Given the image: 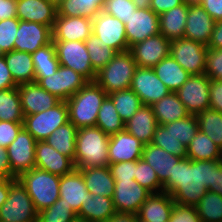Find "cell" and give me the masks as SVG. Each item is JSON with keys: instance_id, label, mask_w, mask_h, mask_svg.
<instances>
[{"instance_id": "obj_6", "label": "cell", "mask_w": 222, "mask_h": 222, "mask_svg": "<svg viewBox=\"0 0 222 222\" xmlns=\"http://www.w3.org/2000/svg\"><path fill=\"white\" fill-rule=\"evenodd\" d=\"M38 211L17 179H9L7 200L0 207V222H37Z\"/></svg>"}, {"instance_id": "obj_69", "label": "cell", "mask_w": 222, "mask_h": 222, "mask_svg": "<svg viewBox=\"0 0 222 222\" xmlns=\"http://www.w3.org/2000/svg\"><path fill=\"white\" fill-rule=\"evenodd\" d=\"M188 2H198L199 0H187Z\"/></svg>"}, {"instance_id": "obj_65", "label": "cell", "mask_w": 222, "mask_h": 222, "mask_svg": "<svg viewBox=\"0 0 222 222\" xmlns=\"http://www.w3.org/2000/svg\"><path fill=\"white\" fill-rule=\"evenodd\" d=\"M137 9H150L152 0H131Z\"/></svg>"}, {"instance_id": "obj_67", "label": "cell", "mask_w": 222, "mask_h": 222, "mask_svg": "<svg viewBox=\"0 0 222 222\" xmlns=\"http://www.w3.org/2000/svg\"><path fill=\"white\" fill-rule=\"evenodd\" d=\"M216 80L222 82V75H220Z\"/></svg>"}, {"instance_id": "obj_23", "label": "cell", "mask_w": 222, "mask_h": 222, "mask_svg": "<svg viewBox=\"0 0 222 222\" xmlns=\"http://www.w3.org/2000/svg\"><path fill=\"white\" fill-rule=\"evenodd\" d=\"M35 167L51 174L63 176L75 169L74 161L60 154L45 140L37 141L35 147Z\"/></svg>"}, {"instance_id": "obj_26", "label": "cell", "mask_w": 222, "mask_h": 222, "mask_svg": "<svg viewBox=\"0 0 222 222\" xmlns=\"http://www.w3.org/2000/svg\"><path fill=\"white\" fill-rule=\"evenodd\" d=\"M174 200L167 192L151 193L137 212L140 222H168Z\"/></svg>"}, {"instance_id": "obj_64", "label": "cell", "mask_w": 222, "mask_h": 222, "mask_svg": "<svg viewBox=\"0 0 222 222\" xmlns=\"http://www.w3.org/2000/svg\"><path fill=\"white\" fill-rule=\"evenodd\" d=\"M9 193V179L0 180V207L7 200Z\"/></svg>"}, {"instance_id": "obj_55", "label": "cell", "mask_w": 222, "mask_h": 222, "mask_svg": "<svg viewBox=\"0 0 222 222\" xmlns=\"http://www.w3.org/2000/svg\"><path fill=\"white\" fill-rule=\"evenodd\" d=\"M209 108L222 112V82L210 79Z\"/></svg>"}, {"instance_id": "obj_46", "label": "cell", "mask_w": 222, "mask_h": 222, "mask_svg": "<svg viewBox=\"0 0 222 222\" xmlns=\"http://www.w3.org/2000/svg\"><path fill=\"white\" fill-rule=\"evenodd\" d=\"M77 213L68 207L62 198H59L52 206L38 212L37 222H75Z\"/></svg>"}, {"instance_id": "obj_32", "label": "cell", "mask_w": 222, "mask_h": 222, "mask_svg": "<svg viewBox=\"0 0 222 222\" xmlns=\"http://www.w3.org/2000/svg\"><path fill=\"white\" fill-rule=\"evenodd\" d=\"M7 67L17 85L33 83L35 70L31 54L18 50L4 53Z\"/></svg>"}, {"instance_id": "obj_45", "label": "cell", "mask_w": 222, "mask_h": 222, "mask_svg": "<svg viewBox=\"0 0 222 222\" xmlns=\"http://www.w3.org/2000/svg\"><path fill=\"white\" fill-rule=\"evenodd\" d=\"M85 45L90 55L91 65L96 72L117 54L115 50L102 43V40L93 33L85 41Z\"/></svg>"}, {"instance_id": "obj_5", "label": "cell", "mask_w": 222, "mask_h": 222, "mask_svg": "<svg viewBox=\"0 0 222 222\" xmlns=\"http://www.w3.org/2000/svg\"><path fill=\"white\" fill-rule=\"evenodd\" d=\"M136 68L137 64L129 50L119 52L97 72L95 82L107 94L130 89Z\"/></svg>"}, {"instance_id": "obj_19", "label": "cell", "mask_w": 222, "mask_h": 222, "mask_svg": "<svg viewBox=\"0 0 222 222\" xmlns=\"http://www.w3.org/2000/svg\"><path fill=\"white\" fill-rule=\"evenodd\" d=\"M215 20L197 2H189L184 38L208 46Z\"/></svg>"}, {"instance_id": "obj_2", "label": "cell", "mask_w": 222, "mask_h": 222, "mask_svg": "<svg viewBox=\"0 0 222 222\" xmlns=\"http://www.w3.org/2000/svg\"><path fill=\"white\" fill-rule=\"evenodd\" d=\"M110 136L97 126L77 129L74 164L76 169L109 166Z\"/></svg>"}, {"instance_id": "obj_53", "label": "cell", "mask_w": 222, "mask_h": 222, "mask_svg": "<svg viewBox=\"0 0 222 222\" xmlns=\"http://www.w3.org/2000/svg\"><path fill=\"white\" fill-rule=\"evenodd\" d=\"M23 128V122L0 121V147L7 148Z\"/></svg>"}, {"instance_id": "obj_49", "label": "cell", "mask_w": 222, "mask_h": 222, "mask_svg": "<svg viewBox=\"0 0 222 222\" xmlns=\"http://www.w3.org/2000/svg\"><path fill=\"white\" fill-rule=\"evenodd\" d=\"M136 6L131 0H105L102 11L118 18L124 24L126 20L135 13Z\"/></svg>"}, {"instance_id": "obj_59", "label": "cell", "mask_w": 222, "mask_h": 222, "mask_svg": "<svg viewBox=\"0 0 222 222\" xmlns=\"http://www.w3.org/2000/svg\"><path fill=\"white\" fill-rule=\"evenodd\" d=\"M17 17V0H0V21Z\"/></svg>"}, {"instance_id": "obj_17", "label": "cell", "mask_w": 222, "mask_h": 222, "mask_svg": "<svg viewBox=\"0 0 222 222\" xmlns=\"http://www.w3.org/2000/svg\"><path fill=\"white\" fill-rule=\"evenodd\" d=\"M125 32L129 48L146 38L155 36L159 31V16L151 9H136L126 20Z\"/></svg>"}, {"instance_id": "obj_56", "label": "cell", "mask_w": 222, "mask_h": 222, "mask_svg": "<svg viewBox=\"0 0 222 222\" xmlns=\"http://www.w3.org/2000/svg\"><path fill=\"white\" fill-rule=\"evenodd\" d=\"M18 85L14 82L11 72L7 67L4 56L0 57V90L16 88Z\"/></svg>"}, {"instance_id": "obj_3", "label": "cell", "mask_w": 222, "mask_h": 222, "mask_svg": "<svg viewBox=\"0 0 222 222\" xmlns=\"http://www.w3.org/2000/svg\"><path fill=\"white\" fill-rule=\"evenodd\" d=\"M108 96L95 81L87 82L67 101L69 121L78 129L96 126L102 102Z\"/></svg>"}, {"instance_id": "obj_14", "label": "cell", "mask_w": 222, "mask_h": 222, "mask_svg": "<svg viewBox=\"0 0 222 222\" xmlns=\"http://www.w3.org/2000/svg\"><path fill=\"white\" fill-rule=\"evenodd\" d=\"M130 89L138 95L143 105L149 106L171 92L158 78L153 68L143 67L136 68Z\"/></svg>"}, {"instance_id": "obj_39", "label": "cell", "mask_w": 222, "mask_h": 222, "mask_svg": "<svg viewBox=\"0 0 222 222\" xmlns=\"http://www.w3.org/2000/svg\"><path fill=\"white\" fill-rule=\"evenodd\" d=\"M0 121H24L18 87L0 90Z\"/></svg>"}, {"instance_id": "obj_50", "label": "cell", "mask_w": 222, "mask_h": 222, "mask_svg": "<svg viewBox=\"0 0 222 222\" xmlns=\"http://www.w3.org/2000/svg\"><path fill=\"white\" fill-rule=\"evenodd\" d=\"M18 26L19 19L17 17L0 21V49L3 53L14 50Z\"/></svg>"}, {"instance_id": "obj_24", "label": "cell", "mask_w": 222, "mask_h": 222, "mask_svg": "<svg viewBox=\"0 0 222 222\" xmlns=\"http://www.w3.org/2000/svg\"><path fill=\"white\" fill-rule=\"evenodd\" d=\"M59 190V198H62L63 202L76 213L92 195L86 188L81 171L76 168L72 172L60 176Z\"/></svg>"}, {"instance_id": "obj_70", "label": "cell", "mask_w": 222, "mask_h": 222, "mask_svg": "<svg viewBox=\"0 0 222 222\" xmlns=\"http://www.w3.org/2000/svg\"><path fill=\"white\" fill-rule=\"evenodd\" d=\"M4 53L2 52V50L0 49V57L3 56Z\"/></svg>"}, {"instance_id": "obj_36", "label": "cell", "mask_w": 222, "mask_h": 222, "mask_svg": "<svg viewBox=\"0 0 222 222\" xmlns=\"http://www.w3.org/2000/svg\"><path fill=\"white\" fill-rule=\"evenodd\" d=\"M186 149L187 158L191 160H222L221 148L200 130Z\"/></svg>"}, {"instance_id": "obj_28", "label": "cell", "mask_w": 222, "mask_h": 222, "mask_svg": "<svg viewBox=\"0 0 222 222\" xmlns=\"http://www.w3.org/2000/svg\"><path fill=\"white\" fill-rule=\"evenodd\" d=\"M158 126L152 107L141 105L137 112L125 122V130L144 144L152 143Z\"/></svg>"}, {"instance_id": "obj_33", "label": "cell", "mask_w": 222, "mask_h": 222, "mask_svg": "<svg viewBox=\"0 0 222 222\" xmlns=\"http://www.w3.org/2000/svg\"><path fill=\"white\" fill-rule=\"evenodd\" d=\"M153 69L171 92H176L191 75L171 55L162 59Z\"/></svg>"}, {"instance_id": "obj_15", "label": "cell", "mask_w": 222, "mask_h": 222, "mask_svg": "<svg viewBox=\"0 0 222 222\" xmlns=\"http://www.w3.org/2000/svg\"><path fill=\"white\" fill-rule=\"evenodd\" d=\"M150 194L135 180H115L112 196L114 209L120 213L137 214Z\"/></svg>"}, {"instance_id": "obj_7", "label": "cell", "mask_w": 222, "mask_h": 222, "mask_svg": "<svg viewBox=\"0 0 222 222\" xmlns=\"http://www.w3.org/2000/svg\"><path fill=\"white\" fill-rule=\"evenodd\" d=\"M68 121V105L60 101L46 111L24 116L23 127L36 141H43Z\"/></svg>"}, {"instance_id": "obj_47", "label": "cell", "mask_w": 222, "mask_h": 222, "mask_svg": "<svg viewBox=\"0 0 222 222\" xmlns=\"http://www.w3.org/2000/svg\"><path fill=\"white\" fill-rule=\"evenodd\" d=\"M134 180L150 193H160L164 191L163 185L160 183L155 170L143 159L135 161Z\"/></svg>"}, {"instance_id": "obj_13", "label": "cell", "mask_w": 222, "mask_h": 222, "mask_svg": "<svg viewBox=\"0 0 222 222\" xmlns=\"http://www.w3.org/2000/svg\"><path fill=\"white\" fill-rule=\"evenodd\" d=\"M92 33L117 53L128 51L125 24L118 18L100 11L92 18Z\"/></svg>"}, {"instance_id": "obj_16", "label": "cell", "mask_w": 222, "mask_h": 222, "mask_svg": "<svg viewBox=\"0 0 222 222\" xmlns=\"http://www.w3.org/2000/svg\"><path fill=\"white\" fill-rule=\"evenodd\" d=\"M170 43V40L159 33L132 45L129 51L132 53L137 67L153 68L170 55Z\"/></svg>"}, {"instance_id": "obj_1", "label": "cell", "mask_w": 222, "mask_h": 222, "mask_svg": "<svg viewBox=\"0 0 222 222\" xmlns=\"http://www.w3.org/2000/svg\"><path fill=\"white\" fill-rule=\"evenodd\" d=\"M221 160H191L182 158L174 166L173 177L163 184L164 192L176 204L196 206L213 184L214 167Z\"/></svg>"}, {"instance_id": "obj_27", "label": "cell", "mask_w": 222, "mask_h": 222, "mask_svg": "<svg viewBox=\"0 0 222 222\" xmlns=\"http://www.w3.org/2000/svg\"><path fill=\"white\" fill-rule=\"evenodd\" d=\"M156 172V175L163 185L169 177H173V170L182 157L169 154L164 149L153 143L144 144L142 158Z\"/></svg>"}, {"instance_id": "obj_60", "label": "cell", "mask_w": 222, "mask_h": 222, "mask_svg": "<svg viewBox=\"0 0 222 222\" xmlns=\"http://www.w3.org/2000/svg\"><path fill=\"white\" fill-rule=\"evenodd\" d=\"M12 179L7 148L0 147V180Z\"/></svg>"}, {"instance_id": "obj_37", "label": "cell", "mask_w": 222, "mask_h": 222, "mask_svg": "<svg viewBox=\"0 0 222 222\" xmlns=\"http://www.w3.org/2000/svg\"><path fill=\"white\" fill-rule=\"evenodd\" d=\"M105 0H63L57 6V15L93 18L102 11Z\"/></svg>"}, {"instance_id": "obj_4", "label": "cell", "mask_w": 222, "mask_h": 222, "mask_svg": "<svg viewBox=\"0 0 222 222\" xmlns=\"http://www.w3.org/2000/svg\"><path fill=\"white\" fill-rule=\"evenodd\" d=\"M17 180L26 189L38 212L52 206L59 199L58 175L35 167L22 173Z\"/></svg>"}, {"instance_id": "obj_8", "label": "cell", "mask_w": 222, "mask_h": 222, "mask_svg": "<svg viewBox=\"0 0 222 222\" xmlns=\"http://www.w3.org/2000/svg\"><path fill=\"white\" fill-rule=\"evenodd\" d=\"M53 43L60 65L73 69L88 82L95 81L97 72L91 65L84 41H53Z\"/></svg>"}, {"instance_id": "obj_68", "label": "cell", "mask_w": 222, "mask_h": 222, "mask_svg": "<svg viewBox=\"0 0 222 222\" xmlns=\"http://www.w3.org/2000/svg\"><path fill=\"white\" fill-rule=\"evenodd\" d=\"M75 222H89V221H83V220L77 219Z\"/></svg>"}, {"instance_id": "obj_9", "label": "cell", "mask_w": 222, "mask_h": 222, "mask_svg": "<svg viewBox=\"0 0 222 222\" xmlns=\"http://www.w3.org/2000/svg\"><path fill=\"white\" fill-rule=\"evenodd\" d=\"M34 82L61 101H67L88 81L73 69L60 65L53 75L35 77Z\"/></svg>"}, {"instance_id": "obj_29", "label": "cell", "mask_w": 222, "mask_h": 222, "mask_svg": "<svg viewBox=\"0 0 222 222\" xmlns=\"http://www.w3.org/2000/svg\"><path fill=\"white\" fill-rule=\"evenodd\" d=\"M79 170L82 173L86 188L92 195L113 196L115 180L109 166L85 167Z\"/></svg>"}, {"instance_id": "obj_61", "label": "cell", "mask_w": 222, "mask_h": 222, "mask_svg": "<svg viewBox=\"0 0 222 222\" xmlns=\"http://www.w3.org/2000/svg\"><path fill=\"white\" fill-rule=\"evenodd\" d=\"M208 48L222 49V20L216 21L208 43Z\"/></svg>"}, {"instance_id": "obj_54", "label": "cell", "mask_w": 222, "mask_h": 222, "mask_svg": "<svg viewBox=\"0 0 222 222\" xmlns=\"http://www.w3.org/2000/svg\"><path fill=\"white\" fill-rule=\"evenodd\" d=\"M114 180H134L135 161H122L109 164Z\"/></svg>"}, {"instance_id": "obj_10", "label": "cell", "mask_w": 222, "mask_h": 222, "mask_svg": "<svg viewBox=\"0 0 222 222\" xmlns=\"http://www.w3.org/2000/svg\"><path fill=\"white\" fill-rule=\"evenodd\" d=\"M208 47L191 39L171 41L170 55L191 75L205 74Z\"/></svg>"}, {"instance_id": "obj_35", "label": "cell", "mask_w": 222, "mask_h": 222, "mask_svg": "<svg viewBox=\"0 0 222 222\" xmlns=\"http://www.w3.org/2000/svg\"><path fill=\"white\" fill-rule=\"evenodd\" d=\"M77 128L68 121L58 127L45 141L57 150L74 161Z\"/></svg>"}, {"instance_id": "obj_51", "label": "cell", "mask_w": 222, "mask_h": 222, "mask_svg": "<svg viewBox=\"0 0 222 222\" xmlns=\"http://www.w3.org/2000/svg\"><path fill=\"white\" fill-rule=\"evenodd\" d=\"M205 75L212 80L222 75V49L208 48Z\"/></svg>"}, {"instance_id": "obj_22", "label": "cell", "mask_w": 222, "mask_h": 222, "mask_svg": "<svg viewBox=\"0 0 222 222\" xmlns=\"http://www.w3.org/2000/svg\"><path fill=\"white\" fill-rule=\"evenodd\" d=\"M18 92L24 116L46 111L61 101L36 82L18 85Z\"/></svg>"}, {"instance_id": "obj_12", "label": "cell", "mask_w": 222, "mask_h": 222, "mask_svg": "<svg viewBox=\"0 0 222 222\" xmlns=\"http://www.w3.org/2000/svg\"><path fill=\"white\" fill-rule=\"evenodd\" d=\"M36 140L23 127L15 140L7 147L12 179L35 168Z\"/></svg>"}, {"instance_id": "obj_41", "label": "cell", "mask_w": 222, "mask_h": 222, "mask_svg": "<svg viewBox=\"0 0 222 222\" xmlns=\"http://www.w3.org/2000/svg\"><path fill=\"white\" fill-rule=\"evenodd\" d=\"M152 143L172 155L187 157V149L172 132V122L158 125Z\"/></svg>"}, {"instance_id": "obj_38", "label": "cell", "mask_w": 222, "mask_h": 222, "mask_svg": "<svg viewBox=\"0 0 222 222\" xmlns=\"http://www.w3.org/2000/svg\"><path fill=\"white\" fill-rule=\"evenodd\" d=\"M31 56L35 77H48L53 75L60 66L53 41L37 49Z\"/></svg>"}, {"instance_id": "obj_42", "label": "cell", "mask_w": 222, "mask_h": 222, "mask_svg": "<svg viewBox=\"0 0 222 222\" xmlns=\"http://www.w3.org/2000/svg\"><path fill=\"white\" fill-rule=\"evenodd\" d=\"M199 130L222 150V112L206 109L196 115Z\"/></svg>"}, {"instance_id": "obj_25", "label": "cell", "mask_w": 222, "mask_h": 222, "mask_svg": "<svg viewBox=\"0 0 222 222\" xmlns=\"http://www.w3.org/2000/svg\"><path fill=\"white\" fill-rule=\"evenodd\" d=\"M57 7L48 0H17V18L22 21L36 22L54 26Z\"/></svg>"}, {"instance_id": "obj_11", "label": "cell", "mask_w": 222, "mask_h": 222, "mask_svg": "<svg viewBox=\"0 0 222 222\" xmlns=\"http://www.w3.org/2000/svg\"><path fill=\"white\" fill-rule=\"evenodd\" d=\"M190 115L209 109L210 78L205 75H190L175 92Z\"/></svg>"}, {"instance_id": "obj_34", "label": "cell", "mask_w": 222, "mask_h": 222, "mask_svg": "<svg viewBox=\"0 0 222 222\" xmlns=\"http://www.w3.org/2000/svg\"><path fill=\"white\" fill-rule=\"evenodd\" d=\"M158 125H164L185 118L189 115L175 92L151 105Z\"/></svg>"}, {"instance_id": "obj_18", "label": "cell", "mask_w": 222, "mask_h": 222, "mask_svg": "<svg viewBox=\"0 0 222 222\" xmlns=\"http://www.w3.org/2000/svg\"><path fill=\"white\" fill-rule=\"evenodd\" d=\"M52 41V29L36 22L19 20L14 40V50L33 54L37 49Z\"/></svg>"}, {"instance_id": "obj_20", "label": "cell", "mask_w": 222, "mask_h": 222, "mask_svg": "<svg viewBox=\"0 0 222 222\" xmlns=\"http://www.w3.org/2000/svg\"><path fill=\"white\" fill-rule=\"evenodd\" d=\"M92 34V18L59 16L52 28V41H86Z\"/></svg>"}, {"instance_id": "obj_63", "label": "cell", "mask_w": 222, "mask_h": 222, "mask_svg": "<svg viewBox=\"0 0 222 222\" xmlns=\"http://www.w3.org/2000/svg\"><path fill=\"white\" fill-rule=\"evenodd\" d=\"M107 222H140L137 214L116 212Z\"/></svg>"}, {"instance_id": "obj_52", "label": "cell", "mask_w": 222, "mask_h": 222, "mask_svg": "<svg viewBox=\"0 0 222 222\" xmlns=\"http://www.w3.org/2000/svg\"><path fill=\"white\" fill-rule=\"evenodd\" d=\"M168 222H203L197 213L195 206H183L174 204Z\"/></svg>"}, {"instance_id": "obj_62", "label": "cell", "mask_w": 222, "mask_h": 222, "mask_svg": "<svg viewBox=\"0 0 222 222\" xmlns=\"http://www.w3.org/2000/svg\"><path fill=\"white\" fill-rule=\"evenodd\" d=\"M208 191L222 196V160L214 167L213 184Z\"/></svg>"}, {"instance_id": "obj_58", "label": "cell", "mask_w": 222, "mask_h": 222, "mask_svg": "<svg viewBox=\"0 0 222 222\" xmlns=\"http://www.w3.org/2000/svg\"><path fill=\"white\" fill-rule=\"evenodd\" d=\"M186 0H152L150 9L160 16L174 7L182 5Z\"/></svg>"}, {"instance_id": "obj_31", "label": "cell", "mask_w": 222, "mask_h": 222, "mask_svg": "<svg viewBox=\"0 0 222 222\" xmlns=\"http://www.w3.org/2000/svg\"><path fill=\"white\" fill-rule=\"evenodd\" d=\"M115 213L112 197L97 194L91 195L82 204L77 213V219L89 222H107Z\"/></svg>"}, {"instance_id": "obj_48", "label": "cell", "mask_w": 222, "mask_h": 222, "mask_svg": "<svg viewBox=\"0 0 222 222\" xmlns=\"http://www.w3.org/2000/svg\"><path fill=\"white\" fill-rule=\"evenodd\" d=\"M199 131V124L196 115H188L185 118L172 122V132L187 148Z\"/></svg>"}, {"instance_id": "obj_30", "label": "cell", "mask_w": 222, "mask_h": 222, "mask_svg": "<svg viewBox=\"0 0 222 222\" xmlns=\"http://www.w3.org/2000/svg\"><path fill=\"white\" fill-rule=\"evenodd\" d=\"M189 2L172 8L159 16V31L170 41L184 37Z\"/></svg>"}, {"instance_id": "obj_40", "label": "cell", "mask_w": 222, "mask_h": 222, "mask_svg": "<svg viewBox=\"0 0 222 222\" xmlns=\"http://www.w3.org/2000/svg\"><path fill=\"white\" fill-rule=\"evenodd\" d=\"M96 126L109 136L125 130V122L119 116L112 100L108 96L101 104Z\"/></svg>"}, {"instance_id": "obj_43", "label": "cell", "mask_w": 222, "mask_h": 222, "mask_svg": "<svg viewBox=\"0 0 222 222\" xmlns=\"http://www.w3.org/2000/svg\"><path fill=\"white\" fill-rule=\"evenodd\" d=\"M108 97L124 122H127L143 105L138 95L131 89L112 92Z\"/></svg>"}, {"instance_id": "obj_44", "label": "cell", "mask_w": 222, "mask_h": 222, "mask_svg": "<svg viewBox=\"0 0 222 222\" xmlns=\"http://www.w3.org/2000/svg\"><path fill=\"white\" fill-rule=\"evenodd\" d=\"M203 222H222V196L207 191L195 206Z\"/></svg>"}, {"instance_id": "obj_57", "label": "cell", "mask_w": 222, "mask_h": 222, "mask_svg": "<svg viewBox=\"0 0 222 222\" xmlns=\"http://www.w3.org/2000/svg\"><path fill=\"white\" fill-rule=\"evenodd\" d=\"M197 3L205 9L213 20H222V0H199Z\"/></svg>"}, {"instance_id": "obj_21", "label": "cell", "mask_w": 222, "mask_h": 222, "mask_svg": "<svg viewBox=\"0 0 222 222\" xmlns=\"http://www.w3.org/2000/svg\"><path fill=\"white\" fill-rule=\"evenodd\" d=\"M144 143L126 130L110 135L108 145L109 164L137 161L142 158Z\"/></svg>"}, {"instance_id": "obj_66", "label": "cell", "mask_w": 222, "mask_h": 222, "mask_svg": "<svg viewBox=\"0 0 222 222\" xmlns=\"http://www.w3.org/2000/svg\"><path fill=\"white\" fill-rule=\"evenodd\" d=\"M48 1L53 3L57 7L63 0H48Z\"/></svg>"}]
</instances>
